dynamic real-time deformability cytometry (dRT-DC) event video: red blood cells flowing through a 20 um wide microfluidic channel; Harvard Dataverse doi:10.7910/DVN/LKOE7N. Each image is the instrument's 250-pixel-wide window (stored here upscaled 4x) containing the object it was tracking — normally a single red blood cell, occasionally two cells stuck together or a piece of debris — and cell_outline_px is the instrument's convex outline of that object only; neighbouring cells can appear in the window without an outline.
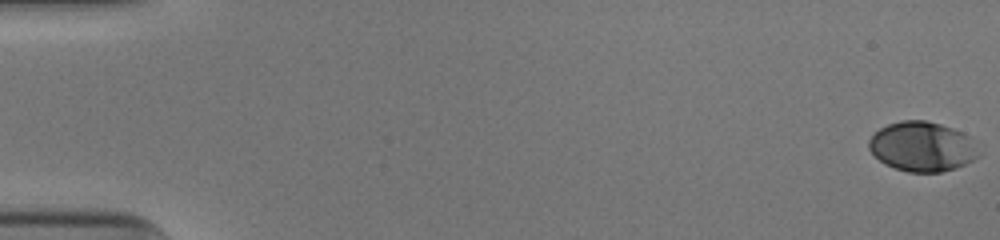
{"species": "human", "species_latin": "Homo sapiens", "temperature_condition": "cold", "stored_images_in_passage": 54, "camera_frame_rate_fps": 3000, "um_per_image_px": 0.085, "donor": {"sex": "male"}, "frame": {"image": 1, "passage_image": 1, "time_ms": 0.0, "image_size_px": [1000, 240], "cell_outline_px": [[980, 156], [956, 168], [940, 172], [908, 172], [884, 164], [868, 148], [868, 140], [880, 128], [888, 124], [900, 120], [924, 120], [940, 124], [952, 128], [968, 136]], "centroid_in_image_um": [78.35, 12.46], "position_along_channel_um": 6.7, "area_um2": 31.44}}
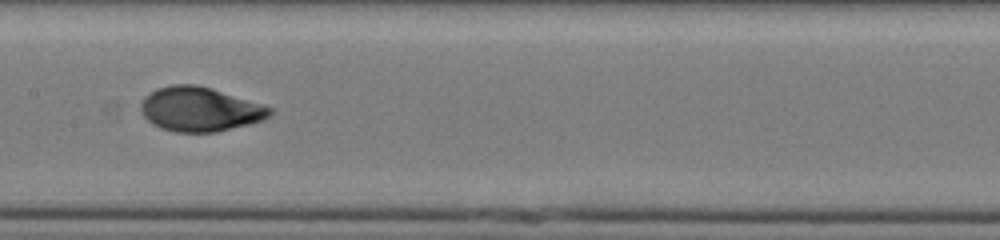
{"frame": {"image": 2, "passage_image": 29, "time_ms": 9.333, "image_size_px": [1000, 240], "cell_outline_px": [[272, 112], [264, 120], [252, 124], [216, 132], [176, 132], [160, 128], [152, 124], [140, 112], [140, 104], [144, 96], [156, 88], [172, 84], [196, 84], [212, 88], [264, 104], [272, 108]], "centroid_in_image_um": [16.99, 9.28], "position_along_channel_um": 190.4, "area_um2": 33.76}}
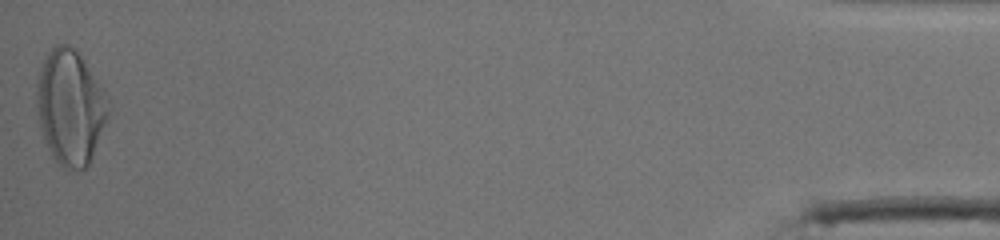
{"frame": {"image": 3, "passage_image": 54, "time_ms": 17.667, "image_size_px": [1000, 240], "cell_outline_px": [[108, 112], [88, 168], [68, 172], [52, 156], [44, 140], [36, 112], [36, 76], [48, 52], [56, 44], [68, 44], [84, 60], [108, 100]], "centroid_in_image_um": [5.92, 9.15], "position_along_channel_um": 429.3, "area_um2": 47.57}, "authors_computed_cell_mechanics": {"area_um2": 33.0616, "velocity_mm_per_s": 3.9282, "shape_relaxation_time_tau1_ms": 4.2778, "shape_relaxation_time_tau2_ms": null, "deformation_change_tau1": 0.1723, "deformation_change_tau2": null}}